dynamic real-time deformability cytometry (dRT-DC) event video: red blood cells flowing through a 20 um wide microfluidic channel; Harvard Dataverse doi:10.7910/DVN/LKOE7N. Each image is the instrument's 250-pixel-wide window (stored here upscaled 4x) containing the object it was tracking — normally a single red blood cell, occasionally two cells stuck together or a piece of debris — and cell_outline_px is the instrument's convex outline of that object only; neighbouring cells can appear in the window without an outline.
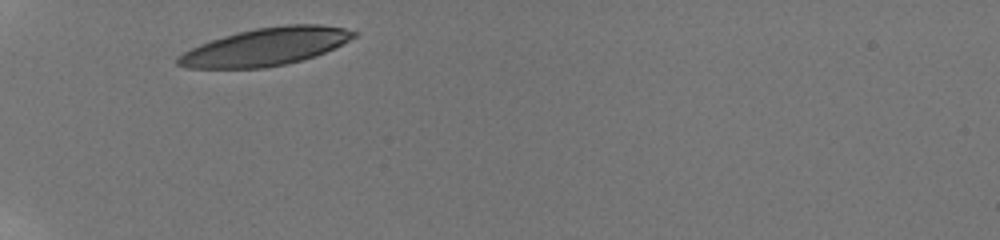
{"species": "human", "species_latin": "Homo sapiens", "temperature_condition": "room temperature", "stored_images_in_passage": 25, "camera_frame_rate_fps": 3000, "um_per_image_px": 0.085, "donor": {"sex": "male"}, "frame": {"image": 1, "passage_image": 1, "time_ms": 0.0, "image_size_px": [1000, 240], "cell_outline_px": [[356, 36], [316, 56], [288, 64], [264, 68], [188, 68], [176, 64], [176, 60], [184, 52], [200, 44], [224, 36], [256, 28], [284, 24], [320, 24], [344, 28], [356, 32]], "centroid_in_image_um": [22.58, 3.98], "position_along_channel_um": 62.4, "area_um2": 38.21}}
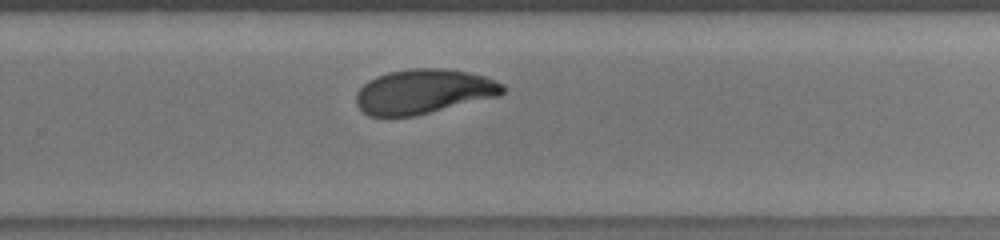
{"frame": {"image": 2, "passage_image": 16, "time_ms": 6.667, "image_size_px": [1000, 240], "cell_outline_px": [[504, 92], [500, 96], [412, 116], [368, 116], [356, 104], [356, 92], [368, 80], [376, 76], [388, 72], [408, 68], [444, 68], [468, 72], [484, 76], [504, 84]], "centroid_in_image_um": [36.0, 7.77], "position_along_channel_um": 293.8, "area_um2": 38.09}}
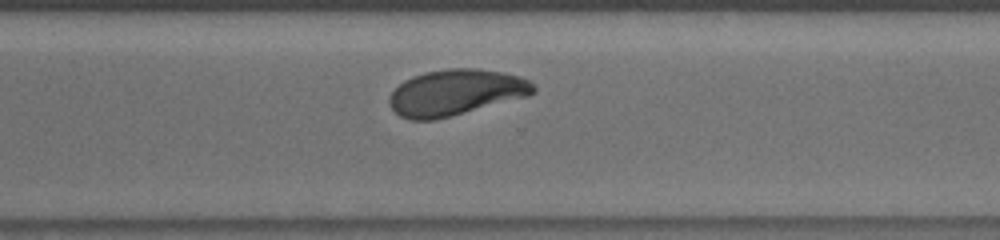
{"frame": {"image": 3, "passage_image": 19, "time_ms": 7.667, "image_size_px": [1000, 240], "cell_outline_px": [[536, 92], [528, 96], [436, 120], [408, 120], [400, 116], [392, 108], [388, 100], [392, 92], [404, 80], [412, 76], [424, 72], [448, 68], [476, 68], [504, 72], [520, 76], [528, 80], [536, 88]], "centroid_in_image_um": [38.74, 7.85], "position_along_channel_um": 331.9, "area_um2": 38.67}, "authors_computed_cell_mechanics": {"area_um2": 38.8994, "velocity_mm_per_s": 3.7896, "shape_relaxation_time_tau1_ms": 3.0424, "shape_relaxation_time_tau2_ms": 2.0331, "deformation_change_tau1": 0.1529, "deformation_change_tau2": 0.0781}}